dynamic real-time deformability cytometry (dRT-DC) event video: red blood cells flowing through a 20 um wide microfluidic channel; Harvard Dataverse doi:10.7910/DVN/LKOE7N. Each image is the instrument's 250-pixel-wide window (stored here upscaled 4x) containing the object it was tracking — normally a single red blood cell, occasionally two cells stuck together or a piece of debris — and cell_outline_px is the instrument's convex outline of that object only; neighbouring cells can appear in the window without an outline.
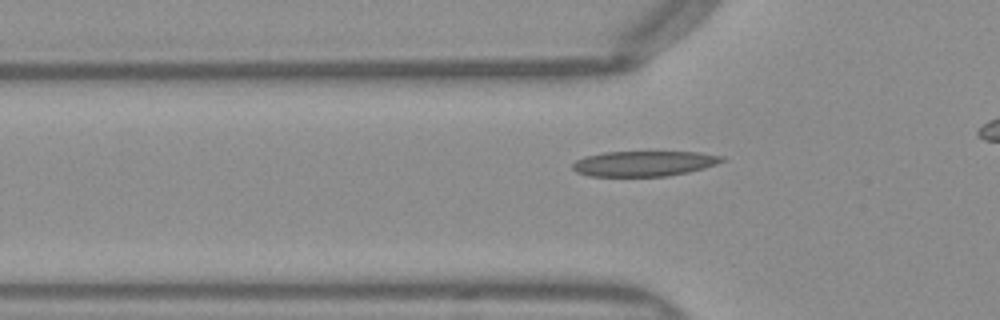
{"species": "Egyptian fruit bat (a non-hibernating species)", "species_latin": "Rousettus aegyptiacus", "temperature_condition": "warm", "stored_images_in_passage": 34, "camera_frame_rate_fps": 3000, "um_per_image_px": 0.085, "frame": {"image": 1, "passage_image": 6, "time_ms": 1.667, "image_size_px": [1000, 320], "cell_outline_px": [[724, 160], [716, 164], [704, 168], [688, 172], [668, 176], [588, 176], [576, 172], [572, 168], [572, 164], [576, 160], [584, 156], [604, 152], [696, 152], [724, 156]], "centroid_in_image_um": [54.71, 13.9], "position_along_channel_um": 71.1, "area_um2": 22.02}}
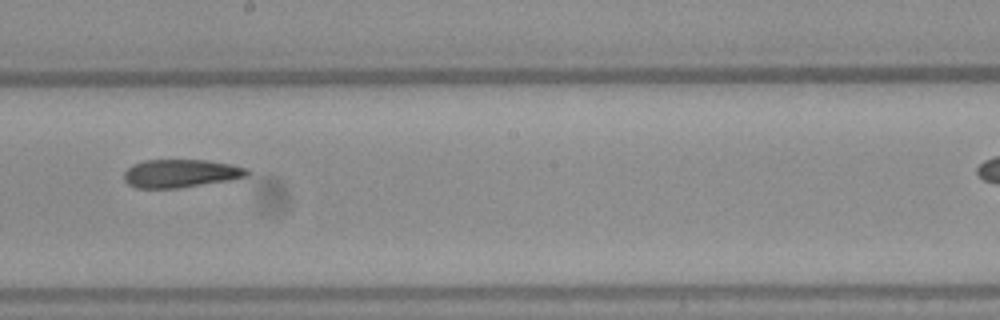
{"frame": {"image": 2, "passage_image": 18, "time_ms": 5.667, "image_size_px": [1000, 320], "cell_outline_px": [[252, 172], [248, 176], [232, 180], [180, 188], [136, 188], [128, 184], [124, 180], [124, 172], [132, 164], [144, 160], [204, 160], [232, 164], [248, 168]], "centroid_in_image_um": [15.4, 14.74], "position_along_channel_um": 232.8, "area_um2": 20.52}}
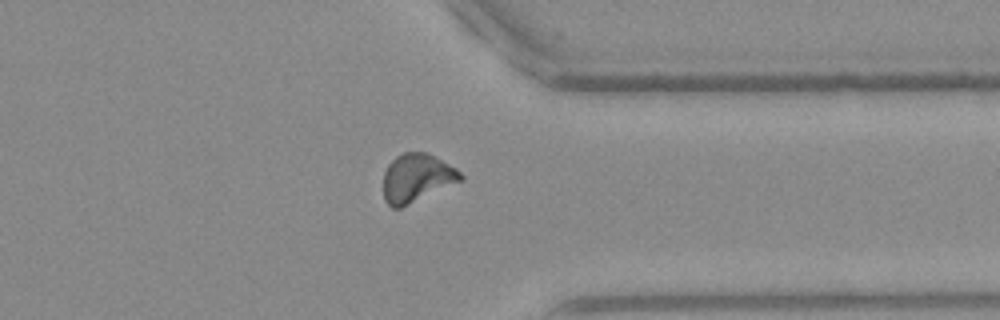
{"frame": {"image": 3, "passage_image": 29, "time_ms": 9.333, "image_size_px": [1000, 320], "cell_outline_px": [[464, 180], [400, 208], [392, 208], [384, 200], [384, 172], [388, 164], [396, 156], [404, 152], [428, 152], [456, 168], [464, 176]], "centroid_in_image_um": [35.44, 15.12], "position_along_channel_um": 376.0, "area_um2": 21.85}, "authors_computed_cell_mechanics": {"area_um2": 21.097, "velocity_mm_per_s": 4.0134, "shape_relaxation_time_tau1_ms": null, "shape_relaxation_time_tau2_ms": 2.6449, "deformation_change_tau1": null, "deformation_change_tau2": 0.0983}}